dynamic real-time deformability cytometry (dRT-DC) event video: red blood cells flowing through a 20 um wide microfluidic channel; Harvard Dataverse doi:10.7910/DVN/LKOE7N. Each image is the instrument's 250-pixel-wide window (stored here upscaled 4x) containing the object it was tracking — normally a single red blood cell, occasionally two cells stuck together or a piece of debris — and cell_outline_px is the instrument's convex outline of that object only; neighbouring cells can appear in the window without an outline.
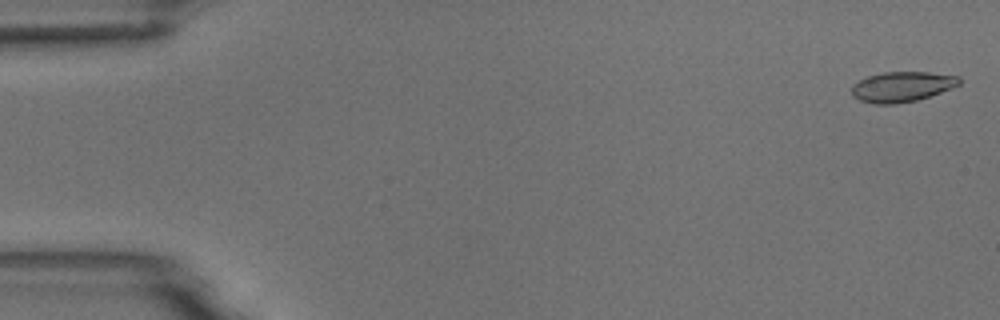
{"species": "common noctule bat (a hibernating species)", "species_latin": "Nyctalus noctula", "temperature_condition": "room temperature", "stored_images_in_passage": 6, "camera_frame_rate_fps": 3000, "um_per_image_px": 0.085, "animal": {"sex": "male", "body_mass_g": 18.8}, "frame": {"image": 1, "passage_image": 1, "time_ms": 0.0, "image_size_px": [1000, 320], "cell_outline_px": [[960, 84], [952, 88], [916, 100], [896, 104], [872, 104], [860, 100], [852, 96], [852, 84], [868, 76], [884, 72], [928, 72], [960, 76]], "centroid_in_image_um": [76.65, 7.37], "position_along_channel_um": 8.3, "area_um2": 18.9}}
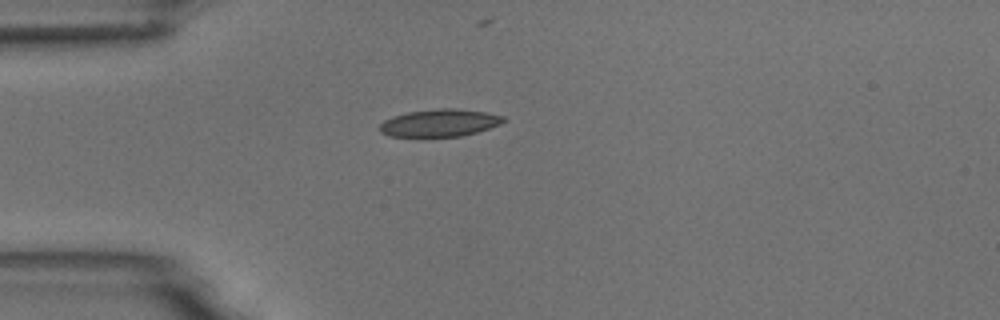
{"frame": {"image": 2, "passage_image": 5, "time_ms": 4.333, "image_size_px": [1000, 320], "cell_outline_px": [[504, 120], [500, 124], [476, 132], [460, 136], [388, 136], [380, 132], [380, 124], [384, 120], [392, 116], [408, 112], [440, 108], [452, 108], [484, 112], [504, 116]], "centroid_in_image_um": [37.33, 10.44], "position_along_channel_um": 47.7, "area_um2": 19.48}}